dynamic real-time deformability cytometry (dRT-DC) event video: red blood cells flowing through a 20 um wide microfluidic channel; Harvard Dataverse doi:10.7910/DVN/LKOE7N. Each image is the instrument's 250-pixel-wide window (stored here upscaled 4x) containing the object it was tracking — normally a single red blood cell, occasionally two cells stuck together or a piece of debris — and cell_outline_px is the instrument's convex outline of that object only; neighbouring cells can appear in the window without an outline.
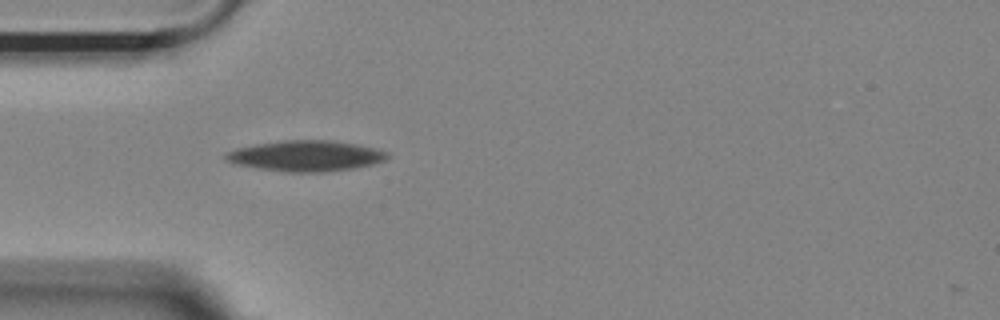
{"species": "Egyptian fruit bat (a non-hibernating species)", "species_latin": "Rousettus aegyptiacus", "temperature_condition": "room temperature", "stored_images_in_passage": 5, "camera_frame_rate_fps": 3000, "um_per_image_px": 0.085, "animal": {"sex": "female"}, "frame": {"image": 1, "passage_image": 5, "time_ms": 4.667, "image_size_px": [1000, 320], "cell_outline_px": [[388, 156], [384, 160], [372, 164], [352, 168], [324, 172], [284, 172], [236, 164], [224, 160], [224, 152], [236, 148], [256, 144], [284, 140], [336, 140], [372, 148], [388, 152]], "centroid_in_image_um": [25.94, 13.24], "position_along_channel_um": 59.1, "area_um2": 28.78}}